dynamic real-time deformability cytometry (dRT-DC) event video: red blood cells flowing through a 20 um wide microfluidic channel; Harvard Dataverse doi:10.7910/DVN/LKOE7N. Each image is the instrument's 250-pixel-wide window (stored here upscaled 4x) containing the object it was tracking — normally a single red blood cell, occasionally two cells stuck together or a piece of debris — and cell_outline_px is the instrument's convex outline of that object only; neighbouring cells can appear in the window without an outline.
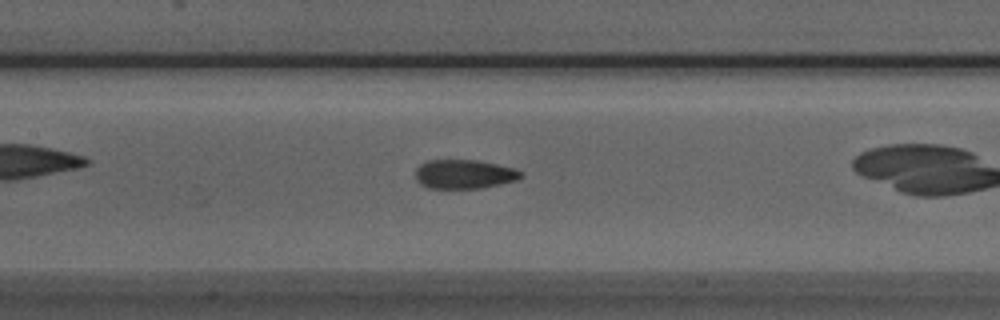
{"species": "Egyptian fruit bat (a non-hibernating species)", "species_latin": "Rousettus aegyptiacus", "temperature_condition": "room temperature", "stored_images_in_passage": 8, "camera_frame_rate_fps": 3000, "um_per_image_px": 0.085, "animal": {"sex": "male"}, "frame": {"image": 1, "passage_image": 7, "time_ms": 2.0, "image_size_px": [1000, 320], "cell_outline_px": [[524, 176], [516, 180], [500, 184], [480, 188], [428, 188], [420, 184], [416, 180], [416, 168], [420, 164], [428, 160], [476, 160], [496, 164], [512, 168], [520, 172]], "centroid_in_image_um": [39.42, 14.8], "position_along_channel_um": 168.0, "area_um2": 17.74}}